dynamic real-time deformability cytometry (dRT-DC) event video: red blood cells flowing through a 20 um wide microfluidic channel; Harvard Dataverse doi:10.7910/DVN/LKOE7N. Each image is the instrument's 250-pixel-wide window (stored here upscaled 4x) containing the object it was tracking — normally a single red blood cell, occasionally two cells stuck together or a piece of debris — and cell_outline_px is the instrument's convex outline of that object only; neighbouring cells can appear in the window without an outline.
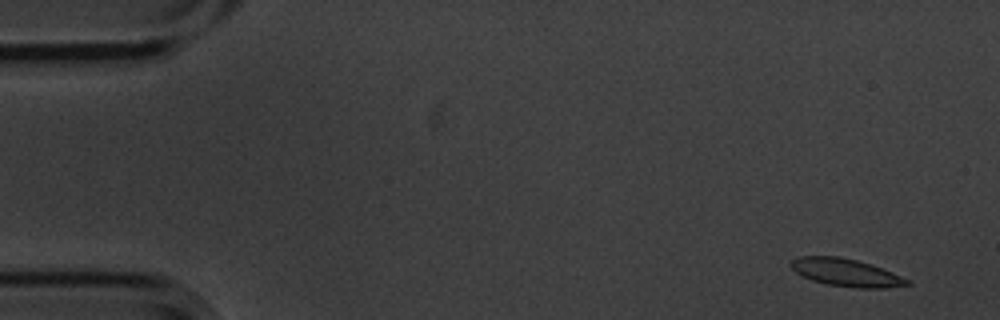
{"species": "common noctule bat (a hibernating species)", "species_latin": "Nyctalus noctula", "temperature_condition": "cold", "stored_images_in_passage": 6, "camera_frame_rate_fps": 3000, "um_per_image_px": 0.085, "animal": {"sex": "male", "body_mass_g": 20.1, "forearm_length_mm": 53.5}, "frame": {"image": 1, "passage_image": 6, "time_ms": 1.667, "image_size_px": [1000, 320], "cell_outline_px": [[912, 284], [884, 288], [856, 288], [828, 284], [812, 280], [796, 272], [788, 264], [792, 260], [800, 256], [836, 256], [856, 260], [872, 264], [892, 272], [908, 280]], "centroid_in_image_um": [71.91, 23.16], "position_along_channel_um": 13.1, "area_um2": 18.55}}